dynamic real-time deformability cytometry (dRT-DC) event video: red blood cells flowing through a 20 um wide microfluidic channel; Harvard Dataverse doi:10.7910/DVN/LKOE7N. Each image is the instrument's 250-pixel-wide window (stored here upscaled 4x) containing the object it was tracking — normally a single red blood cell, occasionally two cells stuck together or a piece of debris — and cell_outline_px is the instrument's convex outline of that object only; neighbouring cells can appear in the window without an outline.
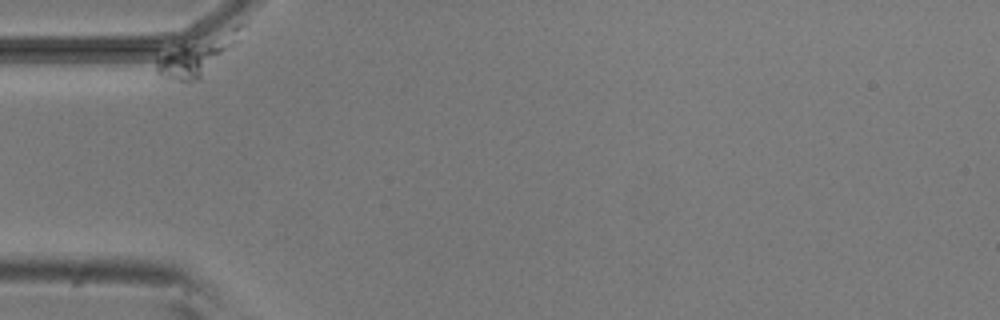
{"species": "common noctule bat (a hibernating species)", "species_latin": "Nyctalus noctula", "temperature_condition": "room temperature", "stored_images_in_passage": 44, "camera_frame_rate_fps": 3000, "um_per_image_px": 0.085, "animal": {"sex": "male", "body_mass_g": 20.5, "forearm_length_mm": 52.5}, "frame": {"image": 1, "passage_image": 1, "time_ms": 0.0, "image_size_px": [1000, 320], "cell_outline_px": [[248, 24], [240, 40], [200, 80], [188, 84], [172, 80], [160, 76], [156, 72], [156, 56], [180, 44], [236, 24], [248, 20]], "centroid_in_image_um": [16.86, 4.65], "position_along_channel_um": 68.1, "area_um2": 20.35}}
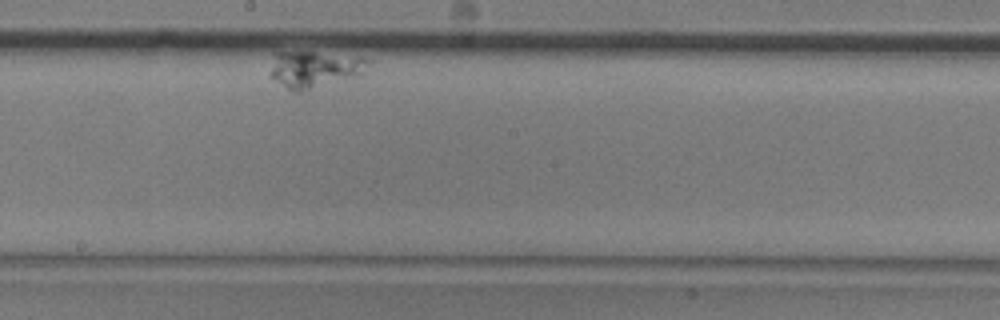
{"frame": {"image": 2, "passage_image": 26, "time_ms": 8.333, "image_size_px": [1000, 320], "cell_outline_px": [[372, 60], [360, 76], [300, 92], [296, 92], [288, 88], [268, 76], [276, 52], [312, 52], [360, 56]], "centroid_in_image_um": [26.77, 5.88], "position_along_channel_um": 221.4, "area_um2": 21.04}}
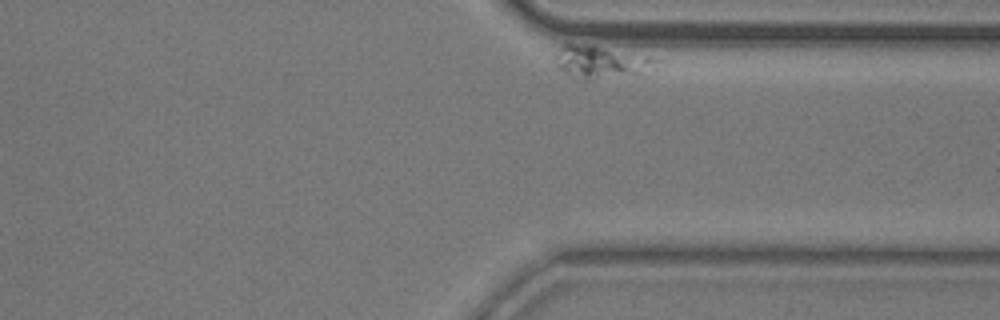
{"frame": {"image": 3, "passage_image": 44, "time_ms": 14.333, "image_size_px": [1000, 320], "cell_outline_px": [[660, 60], [644, 76], [584, 84], [572, 80], [556, 68], [556, 64], [560, 48], [564, 44], [576, 44], [648, 56]], "centroid_in_image_um": [51.1, 5.44], "position_along_channel_um": 360.3, "area_um2": 20.4}}